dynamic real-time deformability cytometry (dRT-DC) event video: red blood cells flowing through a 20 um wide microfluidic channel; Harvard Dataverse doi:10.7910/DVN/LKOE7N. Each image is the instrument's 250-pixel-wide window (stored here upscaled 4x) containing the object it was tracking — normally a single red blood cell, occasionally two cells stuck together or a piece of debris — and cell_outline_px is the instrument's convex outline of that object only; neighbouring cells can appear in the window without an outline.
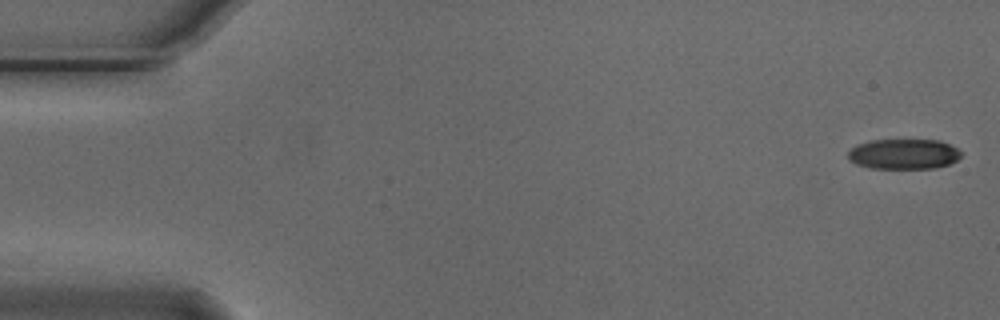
{"species": "Egyptian fruit bat (a non-hibernating species)", "species_latin": "Rousettus aegyptiacus", "temperature_condition": "cold", "stored_images_in_passage": 5, "camera_frame_rate_fps": 3000, "um_per_image_px": 0.085, "animal": {"sex": "male"}, "frame": {"image": 1, "passage_image": 1, "time_ms": 0.0, "image_size_px": [1000, 320], "cell_outline_px": [[960, 156], [956, 160], [948, 164], [936, 168], [868, 168], [856, 164], [848, 160], [848, 152], [856, 144], [872, 140], [940, 140], [956, 148], [960, 152]], "centroid_in_image_um": [76.77, 13.09], "position_along_channel_um": 8.2, "area_um2": 19.88}}
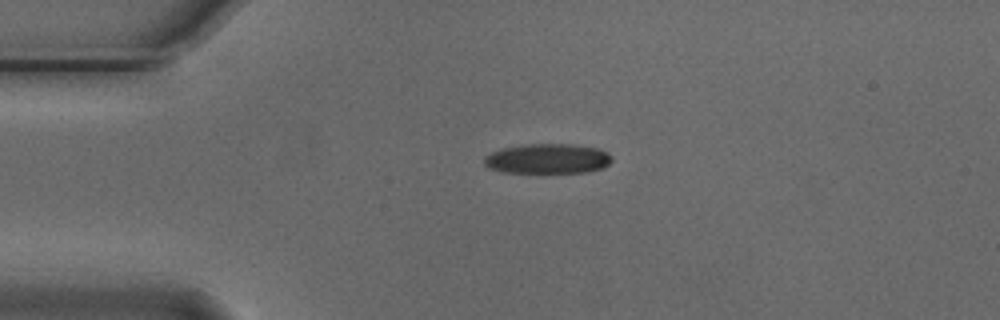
{"frame": {"image": 2, "passage_image": 4, "time_ms": 1.0, "image_size_px": [1000, 320], "cell_outline_px": [[612, 160], [604, 168], [588, 172], [504, 172], [488, 168], [484, 164], [484, 156], [492, 152], [504, 148], [528, 144], [572, 144], [600, 148], [608, 152], [612, 156]], "centroid_in_image_um": [46.59, 13.49], "position_along_channel_um": 38.4, "area_um2": 22.31}}